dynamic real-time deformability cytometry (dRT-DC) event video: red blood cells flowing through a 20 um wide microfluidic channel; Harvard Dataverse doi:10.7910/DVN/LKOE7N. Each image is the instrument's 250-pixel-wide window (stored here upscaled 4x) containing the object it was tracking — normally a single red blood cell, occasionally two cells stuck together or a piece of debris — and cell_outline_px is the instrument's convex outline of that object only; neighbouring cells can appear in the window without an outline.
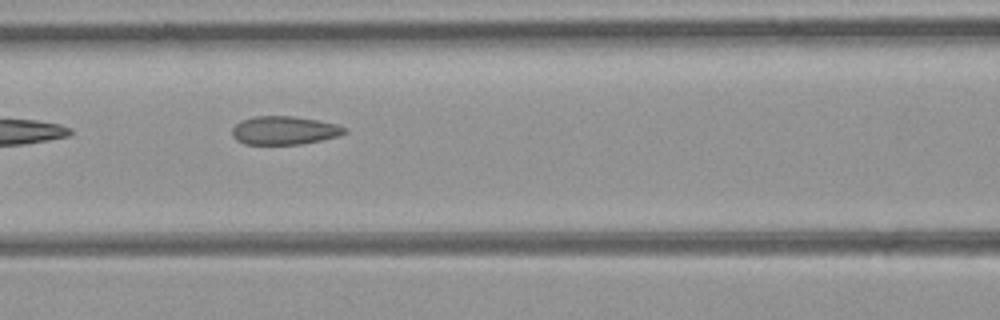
{"species": "common noctule bat (a hibernating species)", "species_latin": "Nyctalus noctula", "temperature_condition": "room temperature", "stored_images_in_passage": 5, "camera_frame_rate_fps": 3000, "um_per_image_px": 0.085, "animal": {"sex": "female", "body_mass_g": 21.9}, "frame": {"image": 1, "passage_image": 3, "time_ms": 0.667, "image_size_px": [1000, 320], "cell_outline_px": [[348, 132], [340, 136], [300, 144], [244, 144], [236, 140], [232, 136], [232, 128], [240, 120], [252, 116], [292, 116], [320, 120], [336, 124], [348, 128]], "centroid_in_image_um": [24.17, 11.07], "position_along_channel_um": 142.4, "area_um2": 18.84}}
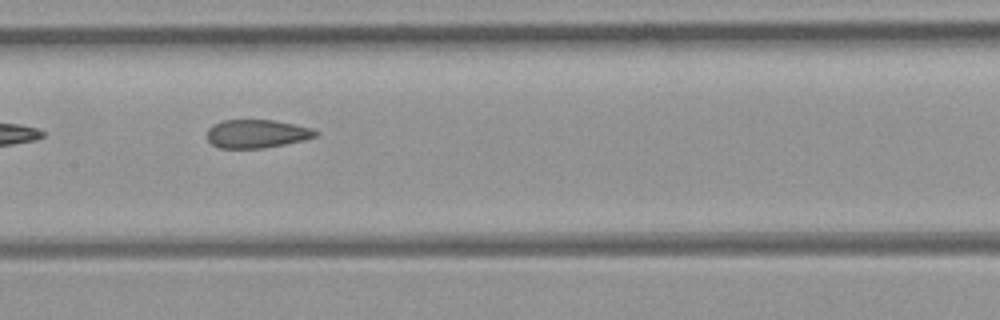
{"frame": {"image": 2, "passage_image": 4, "time_ms": 1.0, "image_size_px": [1000, 320], "cell_outline_px": [[320, 132], [316, 136], [304, 140], [284, 144], [260, 148], [220, 148], [212, 144], [208, 140], [208, 128], [212, 124], [224, 120], [272, 120], [312, 128]], "centroid_in_image_um": [21.82, 11.36], "position_along_channel_um": 185.6, "area_um2": 17.8}}
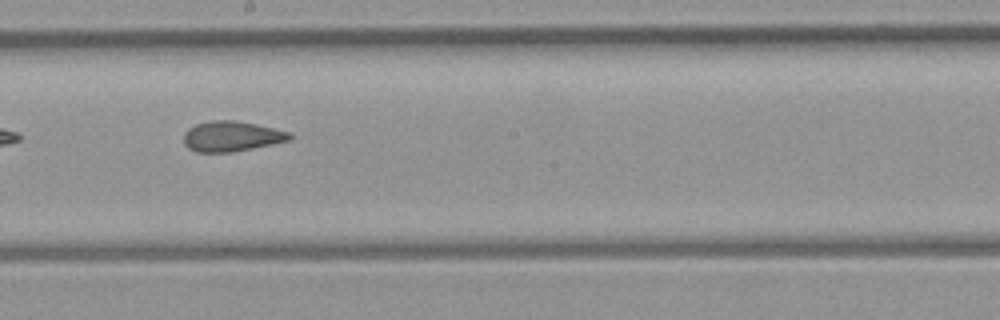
{"frame": {"image": 3, "passage_image": 5, "time_ms": 1.333, "image_size_px": [1000, 320], "cell_outline_px": [[292, 140], [232, 152], [196, 152], [188, 148], [184, 144], [184, 132], [188, 128], [196, 124], [212, 120], [232, 120], [256, 124], [292, 132]], "centroid_in_image_um": [19.69, 11.58], "position_along_channel_um": 228.5, "area_um2": 18.79}}